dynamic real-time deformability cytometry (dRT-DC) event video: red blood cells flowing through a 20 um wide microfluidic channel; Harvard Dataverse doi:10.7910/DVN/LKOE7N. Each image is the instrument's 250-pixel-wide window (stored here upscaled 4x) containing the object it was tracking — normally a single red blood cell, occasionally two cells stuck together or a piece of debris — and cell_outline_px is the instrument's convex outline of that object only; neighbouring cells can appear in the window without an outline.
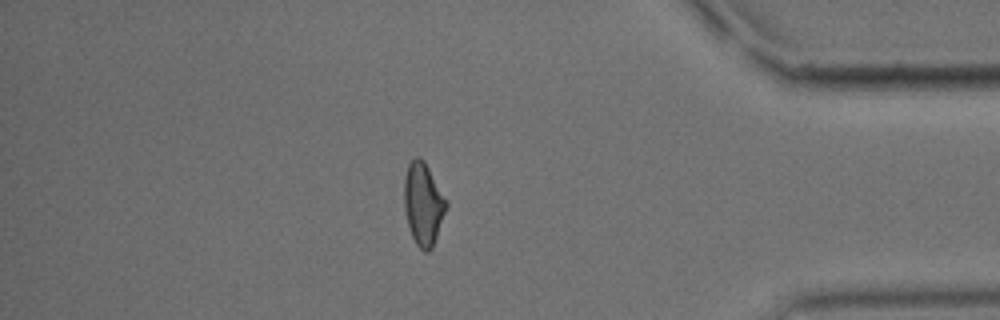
{"species": "common noctule bat (a hibernating species)", "species_latin": "Nyctalus noctula", "temperature_condition": "cold", "stored_images_in_passage": 45, "segment_of_instrument_passage": [2, 2], "camera_frame_rate_fps": 3000, "um_per_image_px": 0.085, "animal": {"sex": "male", "body_mass_g": 15.6}, "frame": {"image": 1, "passage_image": 45, "time_ms": 14.667, "image_size_px": [1000, 320], "cell_outline_px": [[448, 208], [432, 248], [428, 252], [424, 252], [416, 244], [412, 236], [408, 224], [404, 208], [404, 176], [408, 164], [416, 156], [420, 156], [424, 160], [448, 204]], "centroid_in_image_um": [35.97, 17.34], "position_along_channel_um": 399.2, "area_um2": 20.23}}